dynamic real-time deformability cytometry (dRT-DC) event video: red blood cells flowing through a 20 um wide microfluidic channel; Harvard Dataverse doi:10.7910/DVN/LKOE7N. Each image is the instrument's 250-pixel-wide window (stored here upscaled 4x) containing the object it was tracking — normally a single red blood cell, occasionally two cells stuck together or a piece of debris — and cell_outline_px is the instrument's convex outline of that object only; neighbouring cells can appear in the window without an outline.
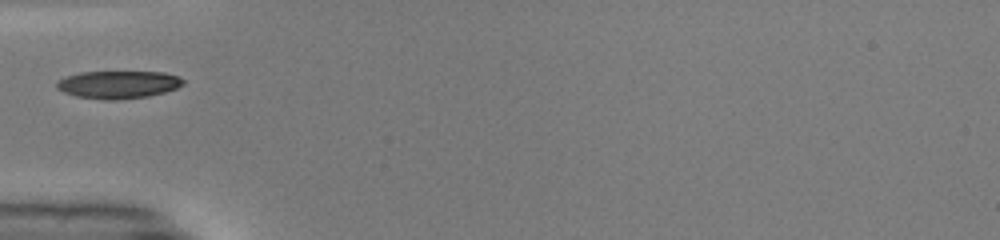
{"species": "common noctule bat (a hibernating species)", "species_latin": "Nyctalus noctula", "temperature_condition": "warm", "stored_images_in_passage": 19, "camera_frame_rate_fps": 3000, "um_per_image_px": 0.085, "animal": {"sex": "male", "body_mass_g": 19.0, "forearm_length_mm": 50.8}, "frame": {"image": 1, "passage_image": 1, "time_ms": 0.0, "image_size_px": [1000, 240], "cell_outline_px": [[184, 84], [176, 88], [164, 92], [148, 96], [120, 100], [108, 100], [76, 96], [64, 92], [56, 88], [56, 80], [80, 72], [164, 72], [180, 76], [184, 80]], "centroid_in_image_um": [10.06, 7.19], "position_along_channel_um": 74.9, "area_um2": 20.46}}
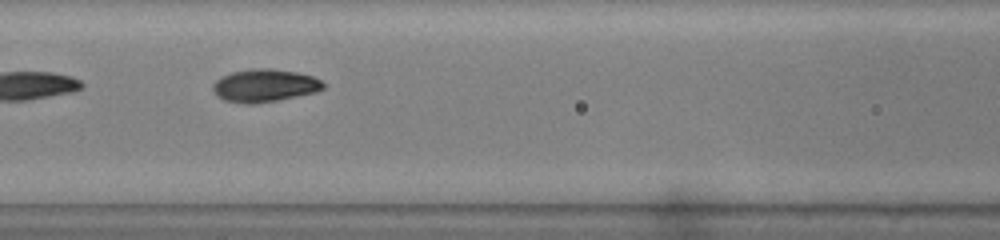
{"frame": {"image": 2, "passage_image": 6, "time_ms": 1.667, "image_size_px": [1000, 240], "cell_outline_px": [[324, 88], [316, 92], [276, 100], [252, 104], [248, 104], [224, 100], [216, 96], [212, 88], [212, 84], [220, 76], [232, 72], [252, 68], [272, 68], [296, 72], [312, 76], [320, 80], [324, 84]], "centroid_in_image_um": [22.45, 7.26], "position_along_channel_um": 144.1, "area_um2": 21.1}}